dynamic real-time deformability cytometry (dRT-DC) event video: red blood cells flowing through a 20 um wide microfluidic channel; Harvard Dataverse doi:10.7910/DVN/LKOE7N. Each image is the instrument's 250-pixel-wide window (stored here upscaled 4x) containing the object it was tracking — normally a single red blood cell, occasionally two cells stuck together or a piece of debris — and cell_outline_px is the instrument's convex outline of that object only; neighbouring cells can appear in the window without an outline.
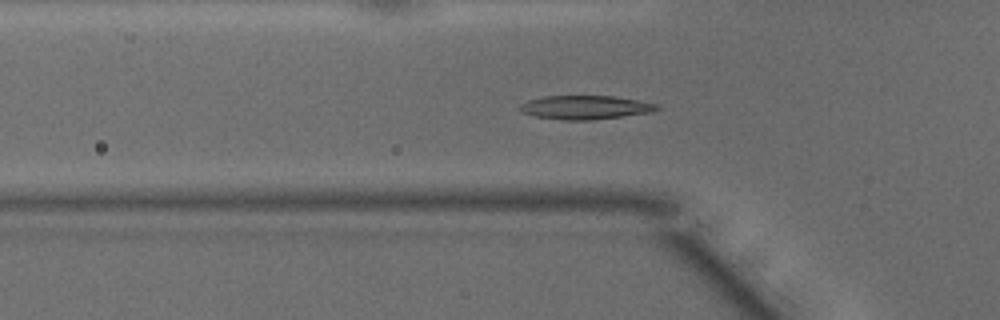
{"species": "common noctule bat (a hibernating species)", "species_latin": "Nyctalus noctula", "temperature_condition": "warm", "stored_images_in_passage": 37, "camera_frame_rate_fps": 3000, "um_per_image_px": 0.085, "animal": {"sex": "male", "body_mass_g": 15.6}, "frame": {"image": 1, "passage_image": 5, "time_ms": 1.333, "image_size_px": [1000, 320], "cell_outline_px": [[660, 108], [652, 112], [592, 120], [564, 120], [536, 116], [524, 112], [520, 108], [520, 104], [528, 100], [544, 96], [616, 96], [660, 104]], "centroid_in_image_um": [49.81, 9.12], "position_along_channel_um": 76.0, "area_um2": 18.9}}
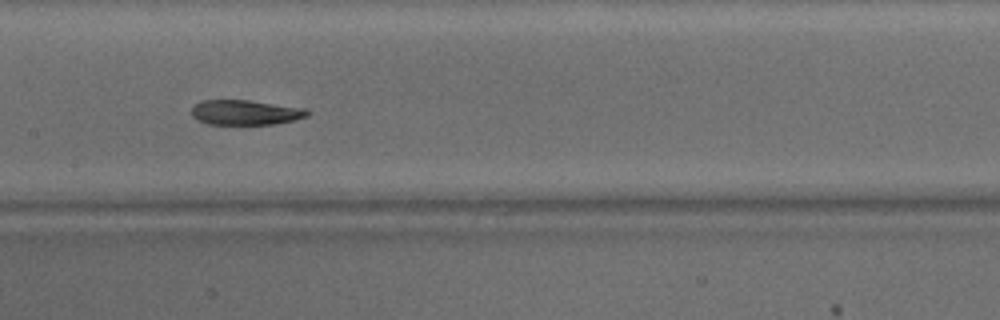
{"frame": {"image": 2, "passage_image": 13, "time_ms": 4.0, "image_size_px": [1000, 320], "cell_outline_px": [[308, 116], [276, 124], [208, 124], [196, 120], [192, 116], [192, 108], [200, 100], [248, 100], [304, 108], [308, 112]], "centroid_in_image_um": [20.81, 9.56], "position_along_channel_um": 186.6, "area_um2": 16.7}}
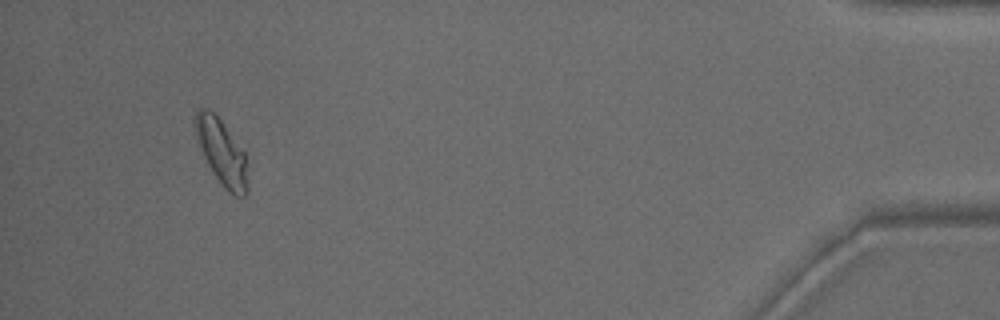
{"frame": {"image": 3, "passage_image": 35, "time_ms": 11.333, "image_size_px": [1000, 320], "cell_outline_px": [[248, 188], [244, 196], [236, 196], [228, 192], [224, 188], [208, 164], [204, 156], [196, 136], [196, 112], [200, 108], [208, 108], [220, 120], [244, 152], [248, 164]], "centroid_in_image_um": [18.89, 12.99], "position_along_channel_um": 416.3, "area_um2": 19.54}}